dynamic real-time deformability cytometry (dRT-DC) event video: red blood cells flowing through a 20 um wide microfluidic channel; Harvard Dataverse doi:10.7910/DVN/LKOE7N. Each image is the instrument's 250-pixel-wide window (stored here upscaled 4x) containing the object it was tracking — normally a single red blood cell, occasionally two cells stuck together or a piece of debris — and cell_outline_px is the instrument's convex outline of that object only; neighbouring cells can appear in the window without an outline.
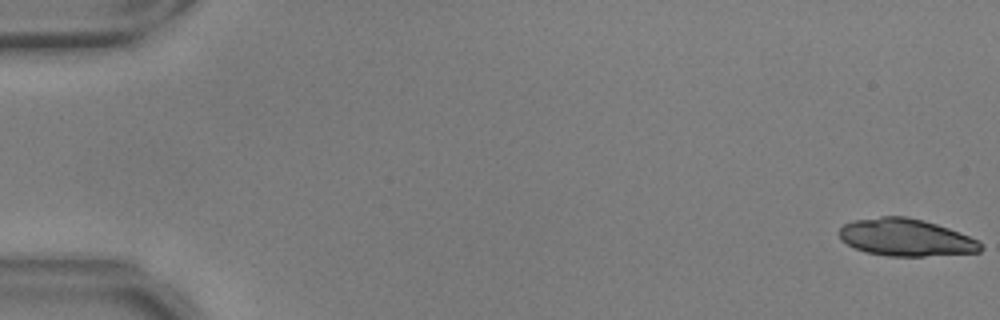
{"species": "common noctule bat (a hibernating species)", "species_latin": "Nyctalus noctula", "temperature_condition": "warm", "stored_images_in_passage": 14, "camera_frame_rate_fps": 3000, "um_per_image_px": 0.085, "animal": {"sex": "male", "body_mass_g": 17.9, "forearm_length_mm": 54.2}, "frame": {"image": 1, "passage_image": 1, "time_ms": 0.0, "image_size_px": [1000, 320], "cell_outline_px": [[984, 248], [980, 252], [924, 256], [888, 256], [864, 252], [840, 240], [840, 228], [844, 224], [852, 220], [880, 216], [904, 216], [924, 220], [948, 228], [968, 236], [984, 244]], "centroid_in_image_um": [76.99, 20.18], "position_along_channel_um": 8.0, "area_um2": 30.75}}
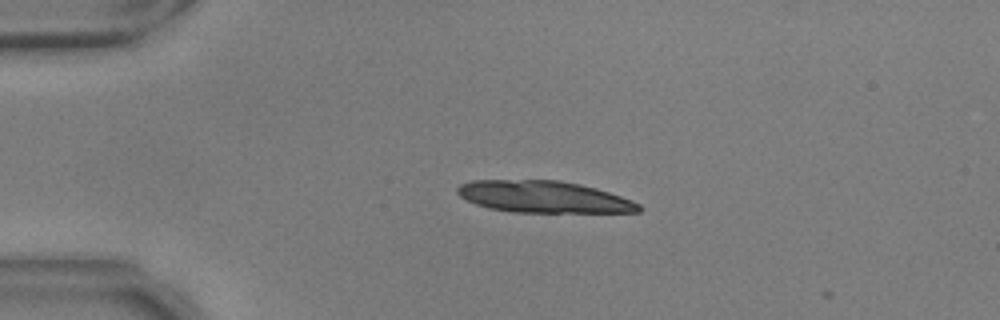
{"frame": {"image": 2, "passage_image": 13, "time_ms": 4.0, "image_size_px": [1000, 320], "cell_outline_px": [[644, 208], [640, 212], [512, 212], [488, 208], [476, 204], [460, 196], [456, 192], [456, 188], [460, 184], [472, 180], [560, 180], [580, 184], [596, 188], [632, 200], [640, 204]], "centroid_in_image_um": [46.21, 16.73], "position_along_channel_um": 38.8, "area_um2": 33.64}}